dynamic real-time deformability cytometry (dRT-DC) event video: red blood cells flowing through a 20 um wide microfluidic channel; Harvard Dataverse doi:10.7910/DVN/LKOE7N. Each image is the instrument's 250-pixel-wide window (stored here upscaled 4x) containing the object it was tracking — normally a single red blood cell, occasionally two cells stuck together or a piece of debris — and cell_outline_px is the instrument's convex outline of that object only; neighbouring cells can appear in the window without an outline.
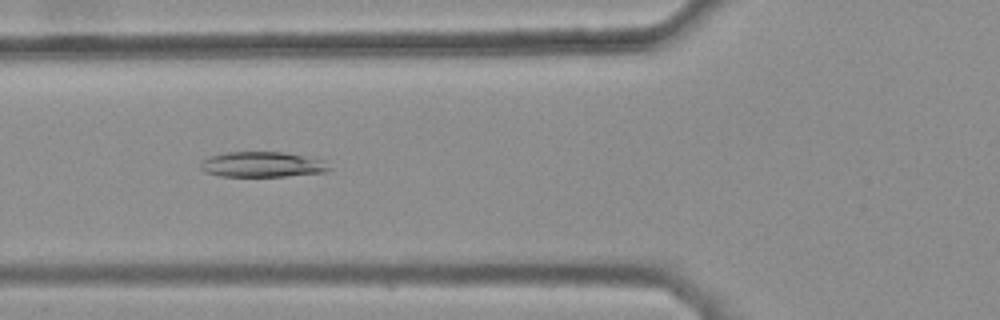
{"species": "common noctule bat (a hibernating species)", "species_latin": "Nyctalus noctula", "temperature_condition": "warm", "stored_images_in_passage": 39, "camera_frame_rate_fps": 3000, "um_per_image_px": 0.085, "animal": {"sex": "female", "body_mass_g": 25.1}, "frame": {"image": 1, "passage_image": 14, "time_ms": 4.333, "image_size_px": [1000, 320], "cell_outline_px": [[332, 168], [328, 172], [284, 176], [220, 176], [204, 172], [200, 168], [200, 160], [208, 156], [224, 152], [280, 152], [324, 160]], "centroid_in_image_um": [22.25, 13.98], "position_along_channel_um": 103.6, "area_um2": 19.13}}
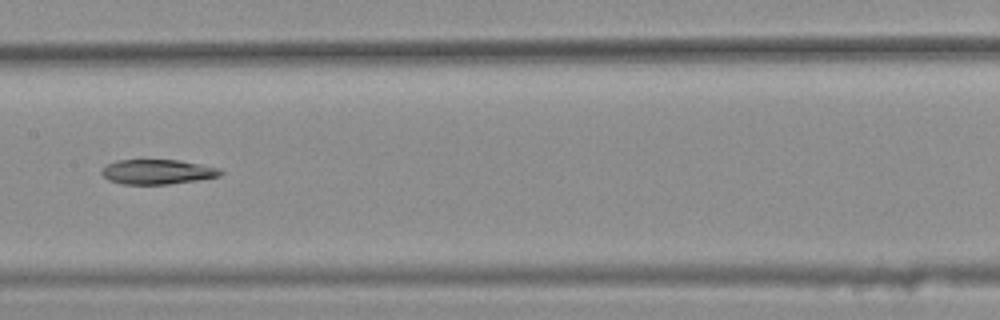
{"frame": {"image": 2, "passage_image": 21, "time_ms": 6.667, "image_size_px": [1000, 320], "cell_outline_px": [[224, 172], [220, 176], [196, 180], [168, 184], [120, 184], [108, 180], [100, 172], [108, 164], [116, 160], [180, 160], [220, 168]], "centroid_in_image_um": [13.39, 14.6], "position_along_channel_um": 194.0, "area_um2": 17.11}}
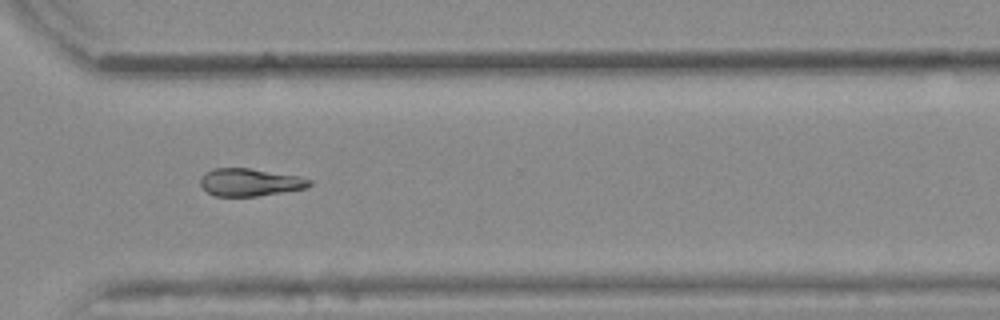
{"frame": {"image": 3, "passage_image": 33, "time_ms": 10.667, "image_size_px": [1000, 320], "cell_outline_px": [[312, 184], [308, 188], [256, 196], [216, 196], [208, 192], [200, 184], [200, 176], [204, 172], [212, 168], [248, 168], [300, 176], [312, 180]], "centroid_in_image_um": [21.24, 15.48], "position_along_channel_um": 349.4, "area_um2": 17.63}}